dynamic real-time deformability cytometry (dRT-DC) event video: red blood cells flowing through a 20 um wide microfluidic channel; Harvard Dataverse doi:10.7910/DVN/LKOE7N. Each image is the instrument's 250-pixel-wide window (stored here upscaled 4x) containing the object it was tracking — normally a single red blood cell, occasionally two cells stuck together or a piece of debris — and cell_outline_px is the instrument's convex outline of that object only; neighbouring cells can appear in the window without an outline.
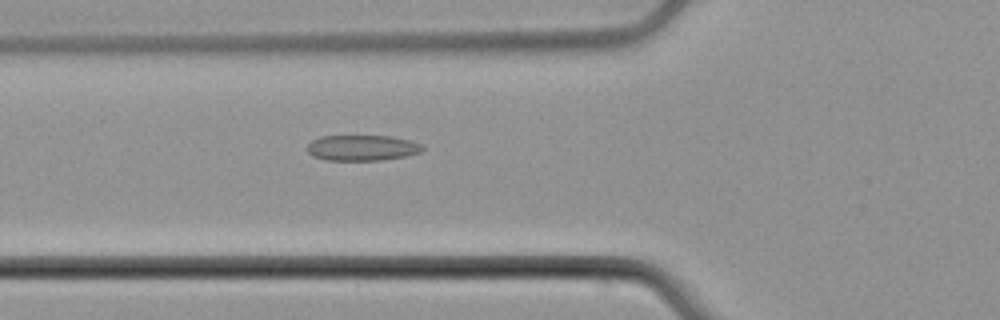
{"species": "common noctule bat (a hibernating species)", "species_latin": "Nyctalus noctula", "temperature_condition": "cold", "stored_images_in_passage": 6, "camera_frame_rate_fps": 3000, "um_per_image_px": 0.085, "animal": {"sex": "male", "body_mass_g": 21.5, "forearm_length_mm": 52.0}, "frame": {"image": 1, "passage_image": 6, "time_ms": 6.0, "image_size_px": [1000, 320], "cell_outline_px": [[424, 148], [420, 152], [404, 156], [380, 160], [324, 160], [312, 156], [308, 152], [308, 144], [312, 140], [320, 136], [392, 136], [412, 140], [424, 144]], "centroid_in_image_um": [30.8, 12.56], "position_along_channel_um": 95.0, "area_um2": 17.34}}